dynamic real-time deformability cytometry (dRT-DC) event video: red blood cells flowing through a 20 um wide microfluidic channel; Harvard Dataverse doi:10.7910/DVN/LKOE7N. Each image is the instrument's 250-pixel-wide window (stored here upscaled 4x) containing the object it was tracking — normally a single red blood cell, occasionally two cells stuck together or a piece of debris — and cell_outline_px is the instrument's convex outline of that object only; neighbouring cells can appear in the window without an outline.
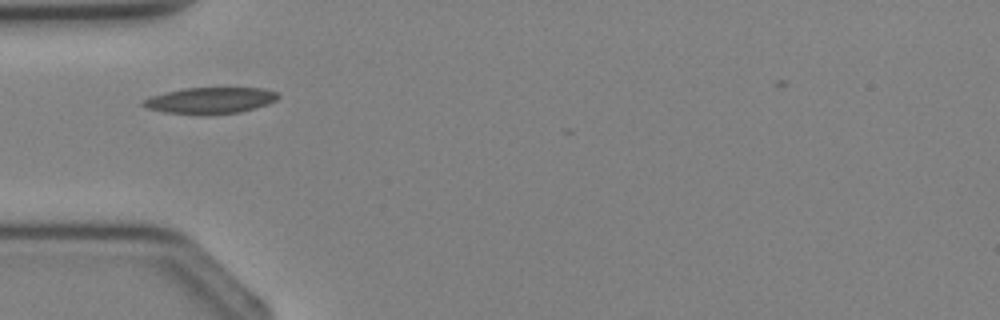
{"species": "Egyptian fruit bat (a non-hibernating species)", "species_latin": "Rousettus aegyptiacus", "temperature_condition": "cold", "stored_images_in_passage": 1, "camera_frame_rate_fps": 3000, "um_per_image_px": 0.085, "animal": {"sex": "female"}, "frame": {"image": 1, "passage_image": 1, "time_ms": 0.0, "image_size_px": [1000, 320], "cell_outline_px": [[280, 96], [276, 100], [268, 104], [240, 112], [204, 116], [164, 112], [148, 108], [140, 104], [144, 100], [152, 96], [164, 92], [184, 88], [264, 88], [276, 92]], "centroid_in_image_um": [17.87, 8.55], "position_along_channel_um": 67.1, "area_um2": 20.87}}